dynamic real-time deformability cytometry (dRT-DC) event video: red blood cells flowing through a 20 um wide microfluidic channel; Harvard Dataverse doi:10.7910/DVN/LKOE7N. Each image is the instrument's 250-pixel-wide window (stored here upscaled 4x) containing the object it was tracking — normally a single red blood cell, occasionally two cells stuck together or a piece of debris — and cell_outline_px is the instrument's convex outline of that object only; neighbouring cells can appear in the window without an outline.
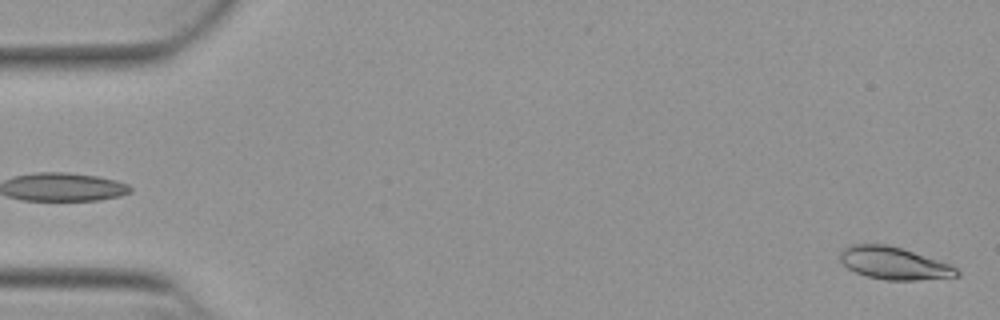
{"species": "Egyptian fruit bat (a non-hibernating species)", "species_latin": "Rousettus aegyptiacus", "temperature_condition": "warm", "stored_images_in_passage": 51, "camera_frame_rate_fps": 3000, "um_per_image_px": 0.085, "animal": {"sex": "female"}, "frame": {"image": 1, "passage_image": 1, "time_ms": 0.0, "image_size_px": [1000, 320], "cell_outline_px": [[960, 276], [916, 280], [884, 280], [868, 276], [856, 272], [848, 268], [840, 260], [840, 252], [844, 248], [852, 244], [888, 244], [948, 264], [956, 268], [960, 272]], "centroid_in_image_um": [75.96, 22.38], "position_along_channel_um": 9.0, "area_um2": 21.68}}
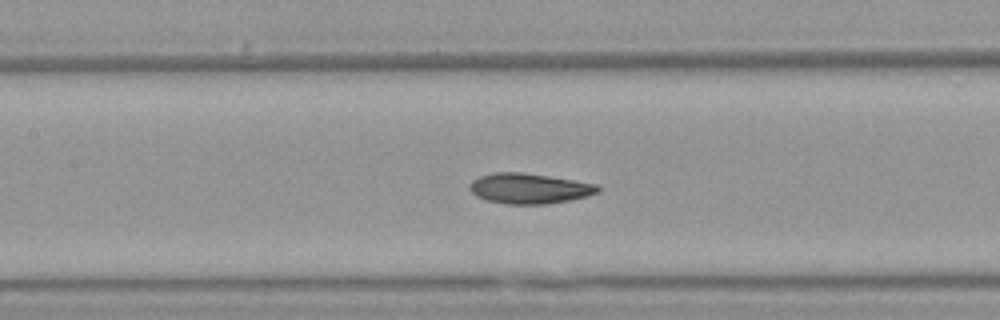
{"frame": {"image": 2, "passage_image": 24, "time_ms": 7.667, "image_size_px": [1000, 320], "cell_outline_px": [[600, 192], [588, 196], [568, 200], [544, 204], [508, 204], [484, 200], [476, 196], [468, 188], [468, 184], [472, 180], [480, 176], [496, 172], [520, 172], [548, 176], [596, 184], [600, 188]], "centroid_in_image_um": [44.95, 16.02], "position_along_channel_um": 162.5, "area_um2": 22.6}}
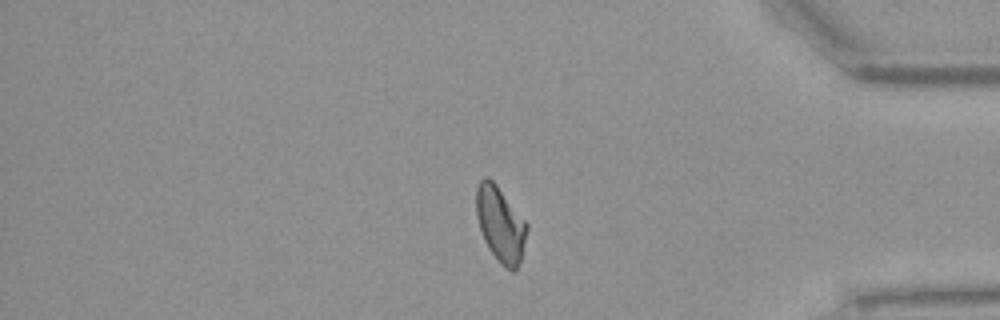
{"frame": {"image": 3, "passage_image": 44, "time_ms": 14.333, "image_size_px": [1000, 320], "cell_outline_px": [[528, 228], [520, 260], [516, 272], [512, 272], [500, 264], [488, 248], [484, 240], [476, 216], [476, 188], [480, 180], [484, 176], [488, 176], [496, 184], [528, 224]], "centroid_in_image_um": [42.52, 19.06], "position_along_channel_um": 392.7, "area_um2": 22.2}, "authors_computed_cell_mechanics": {"area_um2": 22.0218, "velocity_mm_per_s": 3.8618, "shape_relaxation_time_tau1_ms": 10.8081, "shape_relaxation_time_tau2_ms": 2.0674, "deformation_change_tau1": 0.2429, "deformation_change_tau2": 0.0759}}